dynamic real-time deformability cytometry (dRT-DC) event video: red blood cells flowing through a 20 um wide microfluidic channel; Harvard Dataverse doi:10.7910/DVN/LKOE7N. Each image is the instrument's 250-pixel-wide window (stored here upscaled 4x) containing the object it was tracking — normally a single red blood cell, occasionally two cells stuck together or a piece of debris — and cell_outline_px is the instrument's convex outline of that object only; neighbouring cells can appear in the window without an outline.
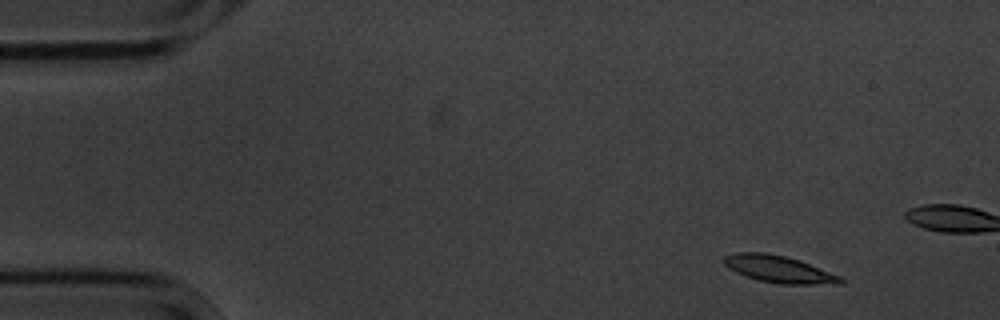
{"species": "common noctule bat (a hibernating species)", "species_latin": "Nyctalus noctula", "temperature_condition": "cold", "stored_images_in_passage": 4, "camera_frame_rate_fps": 3000, "um_per_image_px": 0.085, "animal": {"sex": "male", "body_mass_g": 20.1, "forearm_length_mm": 53.5}, "frame": {"image": 1, "passage_image": 1, "time_ms": 0.0, "image_size_px": [1000, 320], "cell_outline_px": [[844, 284], [780, 284], [760, 280], [744, 276], [728, 268], [720, 260], [724, 256], [736, 252], [764, 252], [784, 256], [800, 260], [840, 276], [844, 280]], "centroid_in_image_um": [66.17, 22.87], "position_along_channel_um": 18.8, "area_um2": 18.44}}